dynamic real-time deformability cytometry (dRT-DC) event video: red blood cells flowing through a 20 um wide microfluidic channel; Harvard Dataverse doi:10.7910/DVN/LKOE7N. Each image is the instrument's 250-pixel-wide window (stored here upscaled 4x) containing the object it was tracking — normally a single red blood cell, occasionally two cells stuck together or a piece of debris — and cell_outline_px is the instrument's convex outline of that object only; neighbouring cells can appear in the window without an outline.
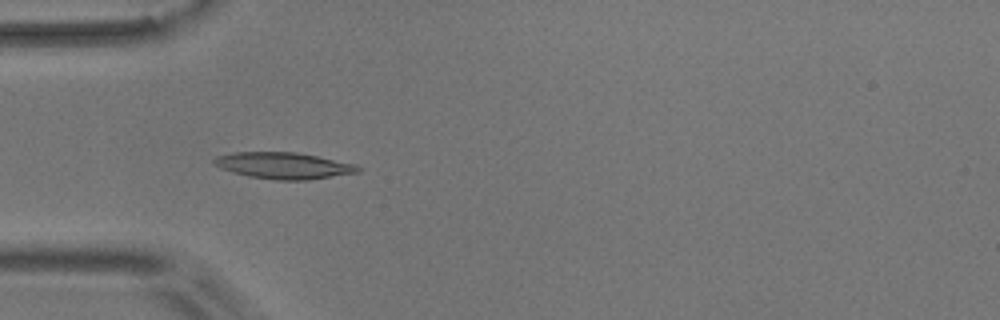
{"species": "common noctule bat (a hibernating species)", "species_latin": "Nyctalus noctula", "temperature_condition": "room temperature", "stored_images_in_passage": 56, "camera_frame_rate_fps": 3000, "um_per_image_px": 0.085, "animal": {"sex": "male", "body_mass_g": 17.9}, "frame": {"image": 1, "passage_image": 17, "time_ms": 5.333, "image_size_px": [1000, 320], "cell_outline_px": [[364, 168], [360, 172], [308, 180], [276, 180], [248, 176], [232, 172], [220, 168], [212, 164], [212, 160], [216, 156], [236, 152], [296, 152], [356, 164]], "centroid_in_image_um": [24.11, 14.08], "position_along_channel_um": 60.9, "area_um2": 22.31}}
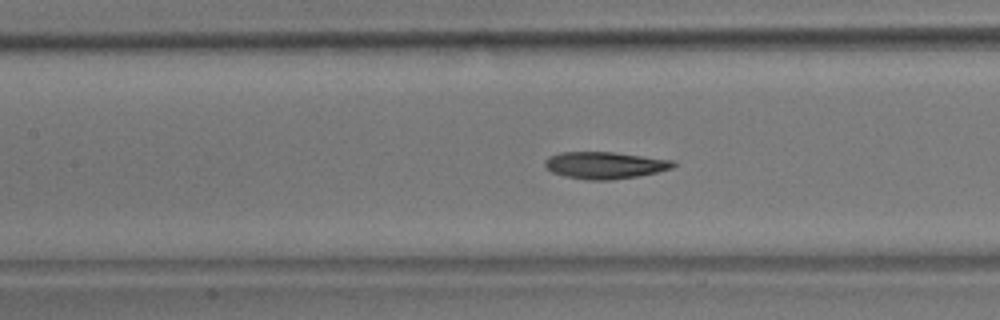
{"frame": {"image": 2, "passage_image": 25, "time_ms": 8.0, "image_size_px": [1000, 320], "cell_outline_px": [[676, 164], [672, 168], [656, 172], [636, 176], [608, 180], [584, 180], [564, 176], [552, 172], [544, 164], [544, 160], [548, 156], [560, 152], [612, 152], [676, 160]], "centroid_in_image_um": [51.4, 14.04], "position_along_channel_um": 156.0, "area_um2": 20.17}}
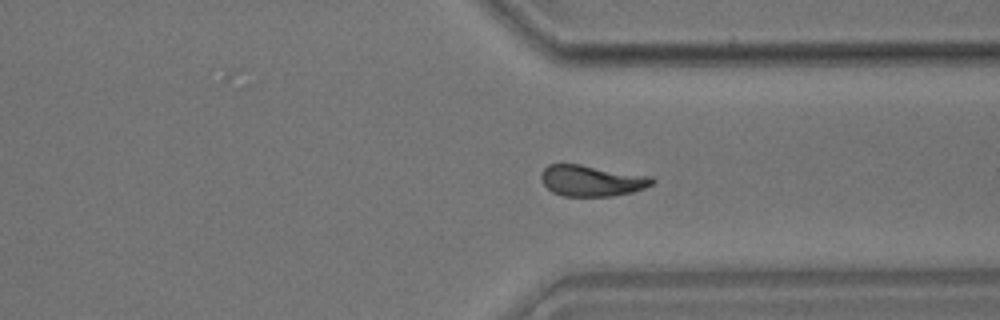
{"frame": {"image": 3, "passage_image": 42, "time_ms": 13.667, "image_size_px": [1000, 320], "cell_outline_px": [[656, 180], [652, 184], [644, 188], [632, 192], [612, 196], [564, 196], [552, 192], [544, 184], [540, 176], [544, 168], [548, 164], [580, 164], [652, 176]], "centroid_in_image_um": [50.3, 15.35], "position_along_channel_um": 361.1, "area_um2": 20.11}, "authors_computed_cell_mechanics": {"area_um2": 20.2011, "velocity_mm_per_s": 3.6308, "shape_relaxation_time_tau1_ms": 7.4658, "shape_relaxation_time_tau2_ms": 3.394, "deformation_change_tau1": 0.1866, "deformation_change_tau2": 0.1023}}